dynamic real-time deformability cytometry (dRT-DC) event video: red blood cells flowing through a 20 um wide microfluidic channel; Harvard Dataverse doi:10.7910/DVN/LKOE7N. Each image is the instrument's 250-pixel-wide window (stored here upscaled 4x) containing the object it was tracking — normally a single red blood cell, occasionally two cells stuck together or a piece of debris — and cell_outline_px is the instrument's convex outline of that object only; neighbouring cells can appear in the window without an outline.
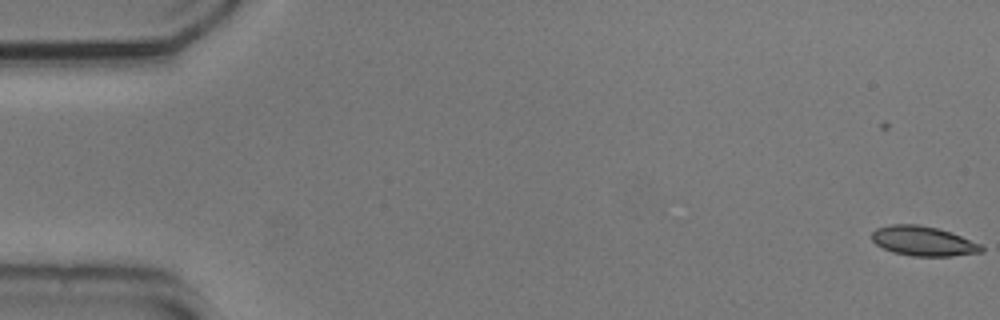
{"species": "common noctule bat (a hibernating species)", "species_latin": "Nyctalus noctula", "temperature_condition": "cold", "stored_images_in_passage": 2, "camera_frame_rate_fps": 3000, "um_per_image_px": 0.085, "animal": {"sex": "male", "body_mass_g": 20.5, "forearm_length_mm": 52.5}, "frame": {"image": 1, "passage_image": 2, "time_ms": 0.333, "image_size_px": [1000, 320], "cell_outline_px": [[984, 252], [952, 256], [912, 256], [892, 252], [876, 244], [872, 240], [872, 232], [876, 228], [892, 224], [920, 224], [952, 232], [980, 244], [984, 248]], "centroid_in_image_um": [78.48, 20.49], "position_along_channel_um": 6.5, "area_um2": 19.02}}